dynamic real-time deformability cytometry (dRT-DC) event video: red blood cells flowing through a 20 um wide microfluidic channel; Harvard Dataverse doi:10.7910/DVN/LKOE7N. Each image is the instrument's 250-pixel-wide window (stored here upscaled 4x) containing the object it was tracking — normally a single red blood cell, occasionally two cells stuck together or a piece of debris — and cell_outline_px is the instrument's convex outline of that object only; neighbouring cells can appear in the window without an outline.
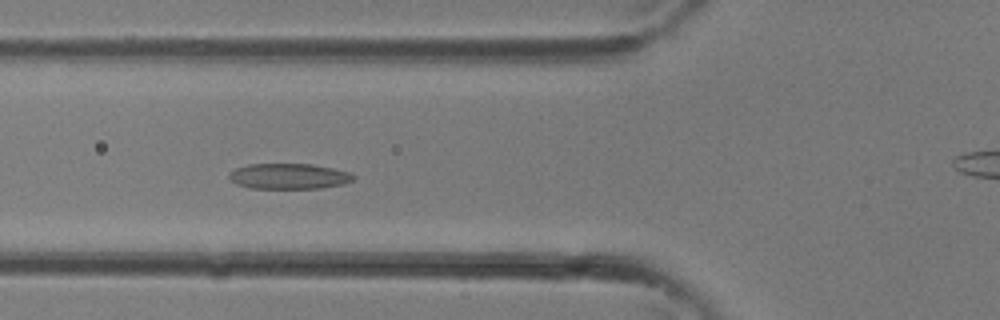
{"species": "common noctule bat (a hibernating species)", "species_latin": "Nyctalus noctula", "temperature_condition": "room temperature", "stored_images_in_passage": 33, "camera_frame_rate_fps": 3000, "um_per_image_px": 0.085, "animal": {"sex": "female"}, "frame": {"image": 1, "passage_image": 10, "time_ms": 3.0, "image_size_px": [1000, 320], "cell_outline_px": [[356, 176], [352, 180], [344, 184], [320, 188], [248, 188], [236, 184], [228, 176], [236, 168], [248, 164], [312, 164], [332, 168], [348, 172]], "centroid_in_image_um": [24.56, 14.98], "position_along_channel_um": 101.2, "area_um2": 18.38}}
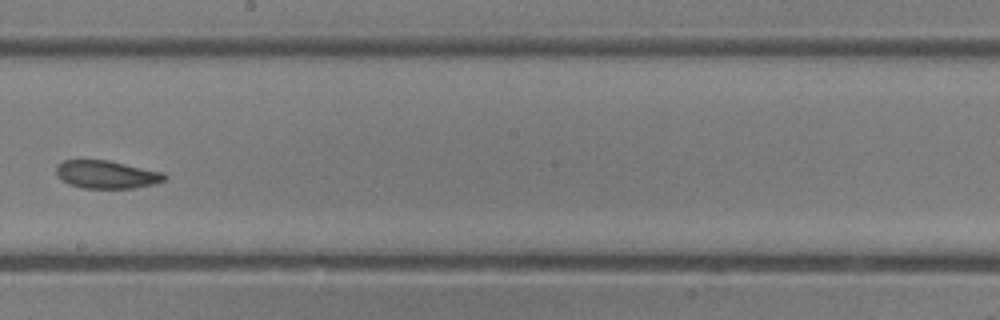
{"frame": {"image": 2, "passage_image": 17, "time_ms": 5.333, "image_size_px": [1000, 320], "cell_outline_px": [[168, 176], [164, 180], [152, 184], [132, 188], [84, 188], [68, 184], [56, 172], [56, 164], [64, 160], [108, 160], [164, 172]], "centroid_in_image_um": [9.07, 14.82], "position_along_channel_um": 239.1, "area_um2": 17.51}}
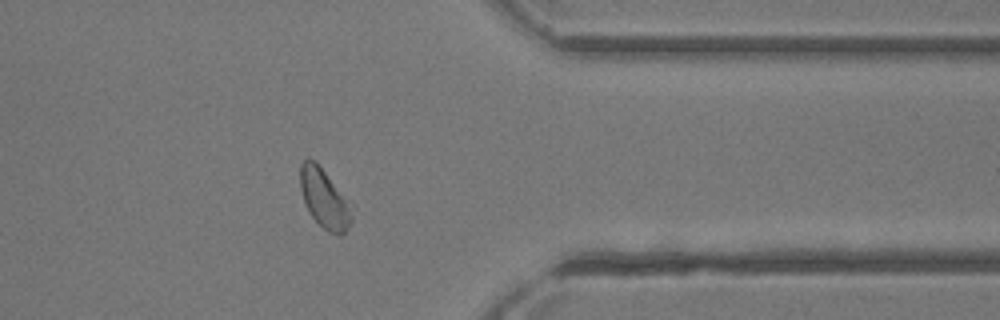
{"frame": {"image": 3, "passage_image": 25, "time_ms": 8.0, "image_size_px": [1000, 320], "cell_outline_px": [[356, 204], [352, 220], [344, 232], [340, 236], [328, 232], [312, 216], [304, 200], [300, 188], [300, 164], [308, 156], [316, 160]], "centroid_in_image_um": [27.66, 16.82], "position_along_channel_um": 383.7, "area_um2": 18.79}}